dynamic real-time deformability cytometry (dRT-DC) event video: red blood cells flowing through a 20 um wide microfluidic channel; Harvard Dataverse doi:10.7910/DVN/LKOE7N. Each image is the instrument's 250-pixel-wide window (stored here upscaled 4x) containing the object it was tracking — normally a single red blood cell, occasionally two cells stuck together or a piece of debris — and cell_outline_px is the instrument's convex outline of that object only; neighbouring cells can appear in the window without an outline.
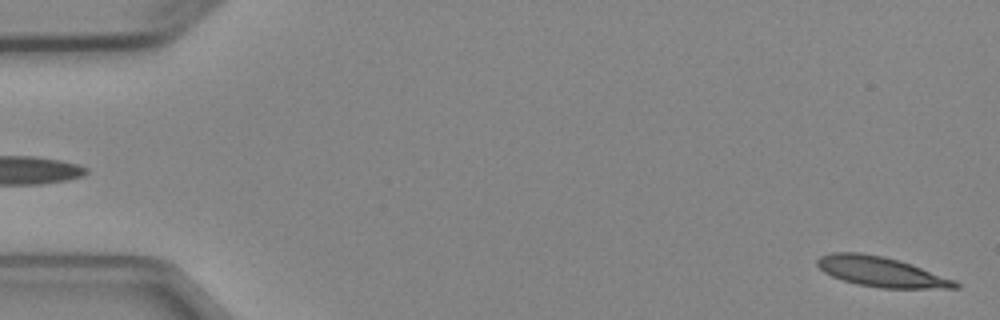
{"species": "Egyptian fruit bat (a non-hibernating species)", "species_latin": "Rousettus aegyptiacus", "temperature_condition": "cold", "stored_images_in_passage": 4, "segment_of_instrument_passage": [2, 2], "camera_frame_rate_fps": 3000, "um_per_image_px": 0.085, "animal": {"sex": "female"}, "frame": {"image": 1, "passage_image": 4, "time_ms": 3.333, "image_size_px": [1000, 320], "cell_outline_px": [[960, 288], [880, 288], [856, 284], [832, 276], [824, 272], [816, 264], [816, 260], [820, 256], [832, 252], [860, 252], [884, 256], [900, 260], [912, 264], [956, 280], [960, 284]], "centroid_in_image_um": [74.91, 23.09], "position_along_channel_um": 10.1, "area_um2": 24.28}}